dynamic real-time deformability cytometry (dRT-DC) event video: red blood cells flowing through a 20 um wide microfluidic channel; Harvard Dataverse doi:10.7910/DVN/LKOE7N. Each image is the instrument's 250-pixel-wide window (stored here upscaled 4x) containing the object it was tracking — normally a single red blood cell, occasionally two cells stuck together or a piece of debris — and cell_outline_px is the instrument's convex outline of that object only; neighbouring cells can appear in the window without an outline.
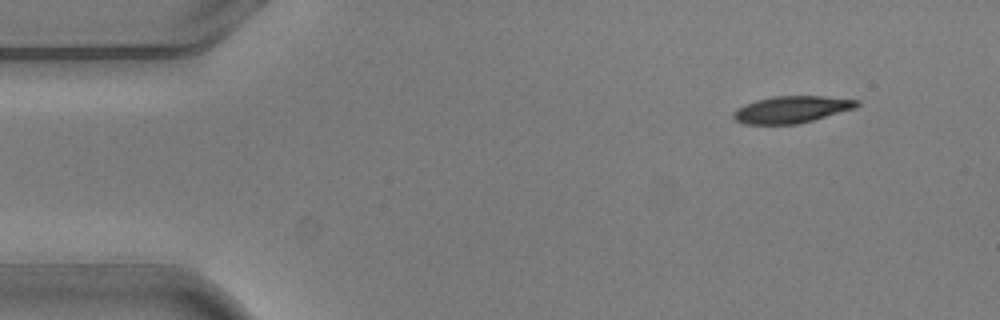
{"species": "common noctule bat (a hibernating species)", "species_latin": "Nyctalus noctula", "temperature_condition": "warm", "stored_images_in_passage": 4, "camera_frame_rate_fps": 3000, "um_per_image_px": 0.085, "animal": {"sex": "male", "body_mass_g": 20.5, "forearm_length_mm": 52.5}, "frame": {"image": 1, "passage_image": 1, "time_ms": 0.0, "image_size_px": [1000, 320], "cell_outline_px": [[860, 104], [856, 108], [800, 124], [744, 124], [736, 120], [732, 116], [732, 112], [756, 100], [772, 96], [824, 96], [860, 100]], "centroid_in_image_um": [67.34, 9.31], "position_along_channel_um": 17.7, "area_um2": 19.36}}